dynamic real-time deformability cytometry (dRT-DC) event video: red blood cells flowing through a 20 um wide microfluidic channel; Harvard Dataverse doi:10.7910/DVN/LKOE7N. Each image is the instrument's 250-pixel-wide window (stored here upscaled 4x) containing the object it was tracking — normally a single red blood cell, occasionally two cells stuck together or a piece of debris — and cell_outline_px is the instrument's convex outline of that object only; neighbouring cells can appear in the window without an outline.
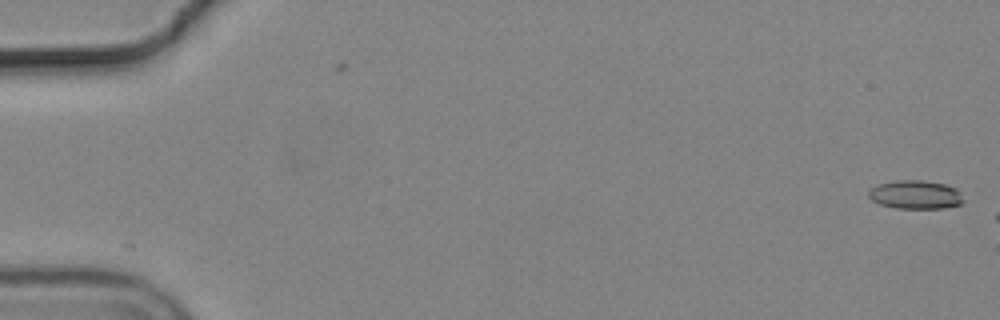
{"species": "common noctule bat (a hibernating species)", "species_latin": "Nyctalus noctula", "temperature_condition": "cold", "stored_images_in_passage": 8, "camera_frame_rate_fps": 3000, "um_per_image_px": 0.085, "animal": {"sex": "male", "body_mass_g": 19.2, "forearm_length_mm": 51.8}, "frame": {"image": 1, "passage_image": 1, "time_ms": 0.0, "image_size_px": [1000, 320], "cell_outline_px": [[964, 200], [960, 204], [944, 208], [896, 208], [880, 204], [872, 200], [868, 196], [868, 188], [876, 184], [896, 180], [920, 180], [944, 184], [956, 188]], "centroid_in_image_um": [77.76, 16.54], "position_along_channel_um": 7.2, "area_um2": 15.84}}